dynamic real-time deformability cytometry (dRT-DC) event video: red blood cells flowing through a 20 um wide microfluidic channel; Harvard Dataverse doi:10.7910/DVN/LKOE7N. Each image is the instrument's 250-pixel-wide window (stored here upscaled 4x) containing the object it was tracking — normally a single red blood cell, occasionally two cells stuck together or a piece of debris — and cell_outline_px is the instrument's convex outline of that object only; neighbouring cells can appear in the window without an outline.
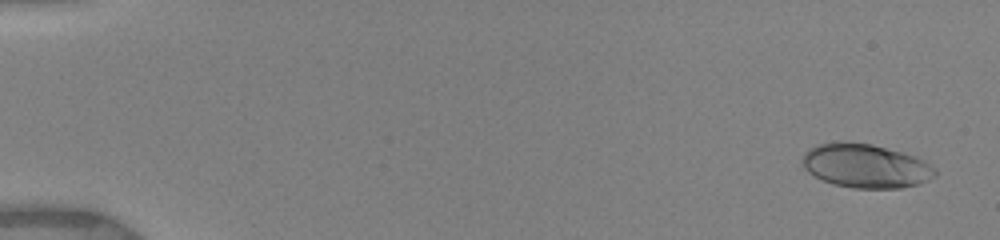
{"species": "human", "species_latin": "Homo sapiens", "temperature_condition": "warm", "stored_images_in_passage": 49, "camera_frame_rate_fps": 3000, "um_per_image_px": 0.085, "donor": {"sex": "female"}, "frame": {"image": 1, "passage_image": 4, "time_ms": 0.333, "image_size_px": [1000, 240], "cell_outline_px": [[936, 176], [916, 184], [900, 188], [852, 188], [832, 184], [808, 172], [804, 168], [800, 160], [804, 152], [808, 148], [820, 144], [840, 140], [844, 140], [872, 144], [916, 156], [924, 160], [936, 168]], "centroid_in_image_um": [73.55, 14.08], "position_along_channel_um": 11.5, "area_um2": 34.28}}
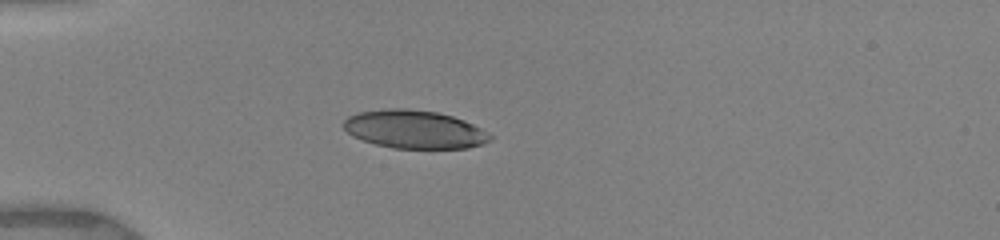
{"frame": {"image": 2, "passage_image": 36, "time_ms": 4.667, "image_size_px": [1000, 240], "cell_outline_px": [[492, 140], [484, 144], [468, 148], [392, 148], [376, 144], [352, 136], [344, 128], [344, 120], [348, 116], [360, 112], [388, 108], [404, 108], [436, 112], [452, 116], [464, 120], [480, 128], [492, 136]], "centroid_in_image_um": [35.23, 11.0], "position_along_channel_um": 49.8, "area_um2": 32.48}}